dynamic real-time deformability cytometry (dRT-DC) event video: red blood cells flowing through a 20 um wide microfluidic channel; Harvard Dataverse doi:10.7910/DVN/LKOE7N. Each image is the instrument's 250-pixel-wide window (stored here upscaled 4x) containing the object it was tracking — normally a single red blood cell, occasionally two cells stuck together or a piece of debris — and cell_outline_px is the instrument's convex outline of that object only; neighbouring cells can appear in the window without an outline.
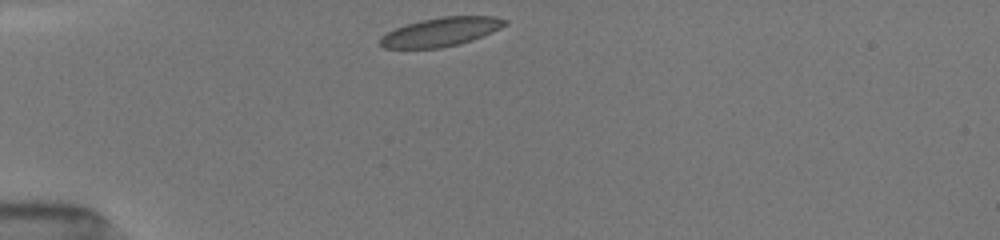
{"species": "common noctule bat (a hibernating species)", "species_latin": "Nyctalus noctula", "temperature_condition": "room temperature", "stored_images_in_passage": 38, "camera_frame_rate_fps": 3000, "um_per_image_px": 0.085, "animal": {"sex": "female", "body_mass_g": 19.5, "forearm_length_mm": 54.1}, "frame": {"image": 1, "passage_image": 1, "time_ms": 0.0, "image_size_px": [1000, 240], "cell_outline_px": [[508, 24], [492, 32], [472, 40], [460, 44], [440, 48], [384, 48], [380, 44], [380, 36], [396, 28], [420, 20], [440, 16], [492, 16], [508, 20]], "centroid_in_image_um": [37.49, 2.7], "position_along_channel_um": 47.5, "area_um2": 20.92}}
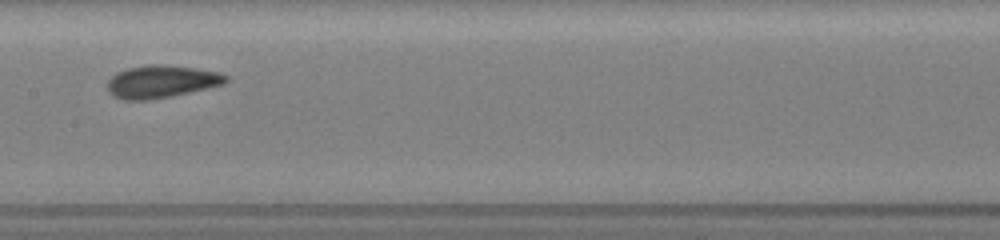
{"frame": {"image": 2, "passage_image": 14, "time_ms": 4.333, "image_size_px": [1000, 240], "cell_outline_px": [[228, 80], [224, 84], [172, 96], [148, 100], [124, 100], [112, 96], [108, 92], [108, 80], [116, 72], [128, 68], [148, 64], [160, 64], [196, 68], [220, 72], [228, 76]], "centroid_in_image_um": [13.71, 6.93], "position_along_channel_um": 193.7, "area_um2": 22.6}}
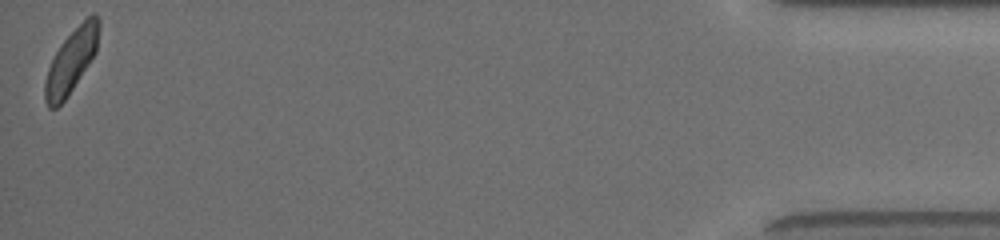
{"frame": {"image": 3, "passage_image": 38, "time_ms": 12.333, "image_size_px": [1000, 240], "cell_outline_px": [[100, 24], [96, 52], [68, 96], [56, 108], [48, 108], [44, 100], [44, 84], [48, 68], [60, 44], [92, 12], [96, 12], [100, 20]], "centroid_in_image_um": [6.06, 5.18], "position_along_channel_um": 429.1, "area_um2": 19.83}, "authors_computed_cell_mechanics": {"area_um2": 21.2126, "velocity_mm_per_s": 3.9805, "shape_relaxation_time_tau1_ms": 2.9093, "shape_relaxation_time_tau2_ms": 2.098, "deformation_change_tau1": 0.1014, "deformation_change_tau2": 0.0599}}